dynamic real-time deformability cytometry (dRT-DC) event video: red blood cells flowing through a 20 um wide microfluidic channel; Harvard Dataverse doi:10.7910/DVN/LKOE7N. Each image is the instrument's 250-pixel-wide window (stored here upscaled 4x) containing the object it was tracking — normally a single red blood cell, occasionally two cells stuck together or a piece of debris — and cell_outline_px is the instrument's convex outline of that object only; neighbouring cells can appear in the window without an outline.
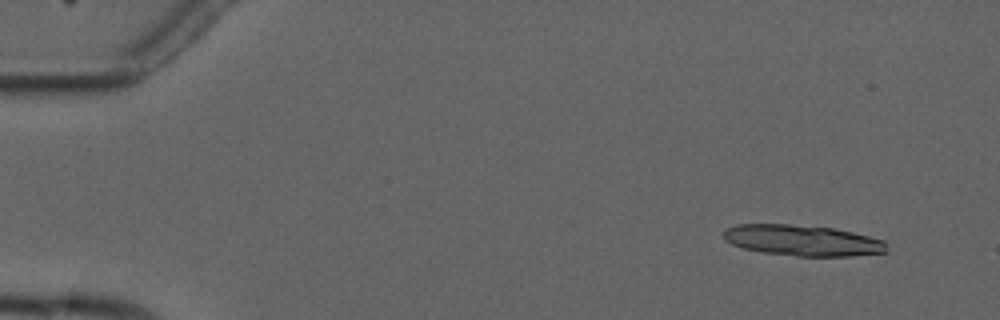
{"species": "common noctule bat (a hibernating species)", "species_latin": "Nyctalus noctula", "temperature_condition": "cold", "stored_images_in_passage": 6, "camera_frame_rate_fps": 3000, "um_per_image_px": 0.085, "animal": {"sex": "male", "forearm_length_mm": 52.5}, "frame": {"image": 1, "passage_image": 2, "time_ms": 1.0, "image_size_px": [1000, 320], "cell_outline_px": [[888, 252], [852, 256], [796, 256], [760, 252], [744, 248], [732, 244], [724, 240], [720, 236], [720, 232], [724, 228], [736, 224], [788, 224], [832, 228], [852, 232], [884, 240], [888, 244]], "centroid_in_image_um": [68.16, 20.43], "position_along_channel_um": 16.8, "area_um2": 29.77}}